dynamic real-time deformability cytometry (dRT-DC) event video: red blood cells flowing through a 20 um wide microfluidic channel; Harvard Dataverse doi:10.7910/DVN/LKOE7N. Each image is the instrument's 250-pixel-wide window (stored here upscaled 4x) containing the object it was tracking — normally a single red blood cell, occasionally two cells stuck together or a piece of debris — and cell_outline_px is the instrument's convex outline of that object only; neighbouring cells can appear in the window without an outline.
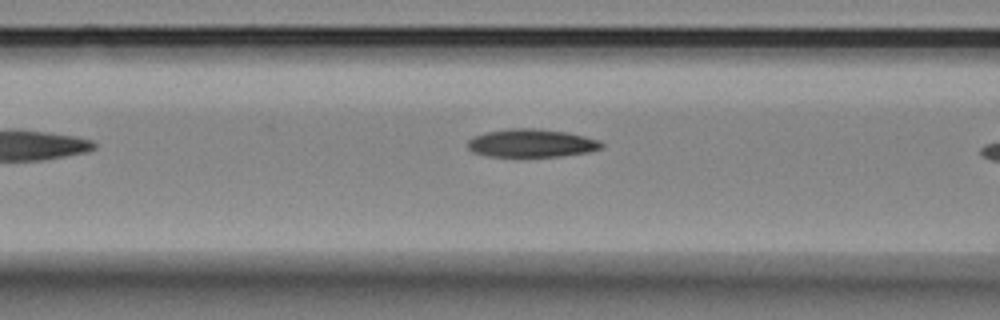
{"species": "Egyptian fruit bat (a non-hibernating species)", "species_latin": "Rousettus aegyptiacus", "temperature_condition": "room temperature", "stored_images_in_passage": 8, "camera_frame_rate_fps": 3000, "um_per_image_px": 0.085, "animal": {"sex": "female"}, "frame": {"image": 1, "passage_image": 6, "time_ms": 1.667, "image_size_px": [1000, 320], "cell_outline_px": [[604, 148], [588, 152], [560, 156], [488, 156], [472, 152], [468, 148], [468, 140], [472, 136], [484, 132], [508, 128], [540, 128], [568, 132], [584, 136], [596, 140], [604, 144]], "centroid_in_image_um": [45.15, 12.15], "position_along_channel_um": 121.4, "area_um2": 22.08}}